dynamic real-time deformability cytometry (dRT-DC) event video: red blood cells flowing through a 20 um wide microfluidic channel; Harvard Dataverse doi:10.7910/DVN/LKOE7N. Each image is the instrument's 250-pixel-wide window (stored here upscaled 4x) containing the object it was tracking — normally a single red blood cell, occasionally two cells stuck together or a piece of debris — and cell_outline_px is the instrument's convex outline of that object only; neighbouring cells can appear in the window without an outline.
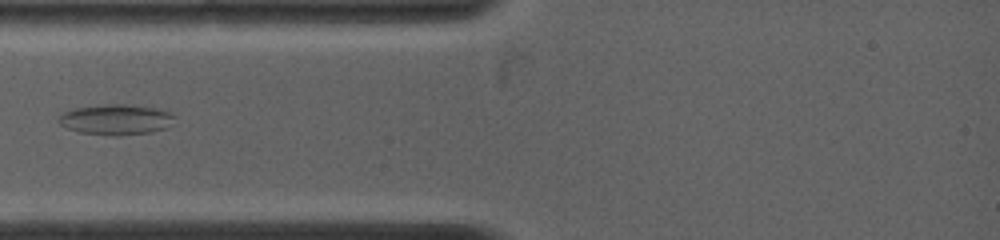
{"species": "common noctule bat (a hibernating species)", "species_latin": "Nyctalus noctula", "temperature_condition": "warm", "stored_images_in_passage": 26, "camera_frame_rate_fps": 4500, "um_per_image_px": 0.085, "animal": {"sex": "female", "body_mass_g": 19.0, "forearm_length_mm": 53.3}, "frame": {"image": 1, "passage_image": 1, "time_ms": 0.0, "image_size_px": [1000, 240], "cell_outline_px": [[176, 116], [164, 128], [152, 132], [120, 136], [116, 136], [80, 132], [68, 128], [60, 124], [56, 120], [56, 116], [64, 112], [76, 108], [104, 104], [124, 104], [152, 108], [168, 112]], "centroid_in_image_um": [9.79, 10.17], "position_along_channel_um": 75.2, "area_um2": 20.35}}
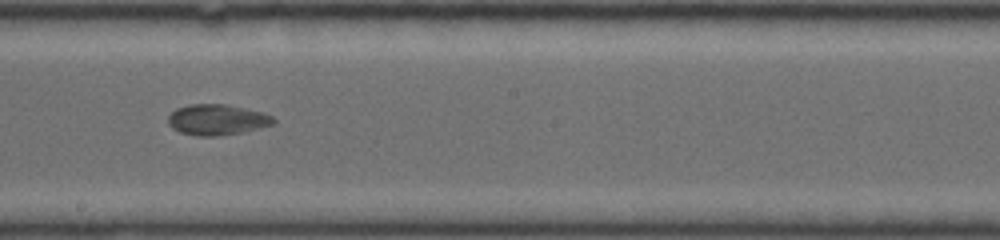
{"frame": {"image": 2, "passage_image": 11, "time_ms": 4.0, "image_size_px": [1000, 240], "cell_outline_px": [[276, 120], [272, 124], [244, 132], [216, 136], [196, 136], [180, 132], [172, 128], [168, 124], [168, 116], [176, 108], [192, 104], [228, 104], [264, 112], [272, 116]], "centroid_in_image_um": [18.44, 10.17], "position_along_channel_um": 229.8, "area_um2": 18.96}}
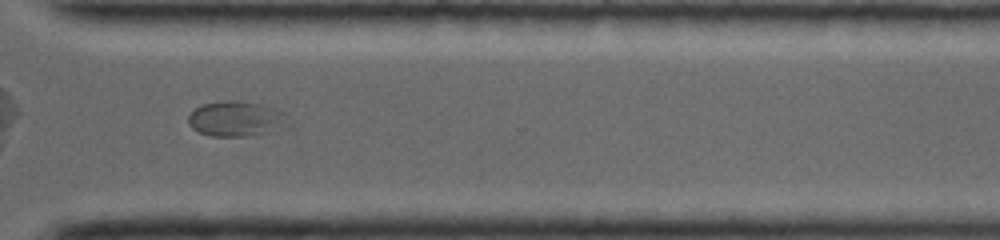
{"frame": {"image": 3, "passage_image": 19, "time_ms": 7.111, "image_size_px": [1000, 240], "cell_outline_px": [[292, 128], [248, 136], [208, 136], [192, 128], [188, 124], [188, 116], [196, 108], [204, 104], [228, 100], [236, 100], [260, 104], [276, 108], [284, 112], [292, 124]], "centroid_in_image_um": [20.18, 10.12], "position_along_channel_um": 350.4, "area_um2": 20.98}}